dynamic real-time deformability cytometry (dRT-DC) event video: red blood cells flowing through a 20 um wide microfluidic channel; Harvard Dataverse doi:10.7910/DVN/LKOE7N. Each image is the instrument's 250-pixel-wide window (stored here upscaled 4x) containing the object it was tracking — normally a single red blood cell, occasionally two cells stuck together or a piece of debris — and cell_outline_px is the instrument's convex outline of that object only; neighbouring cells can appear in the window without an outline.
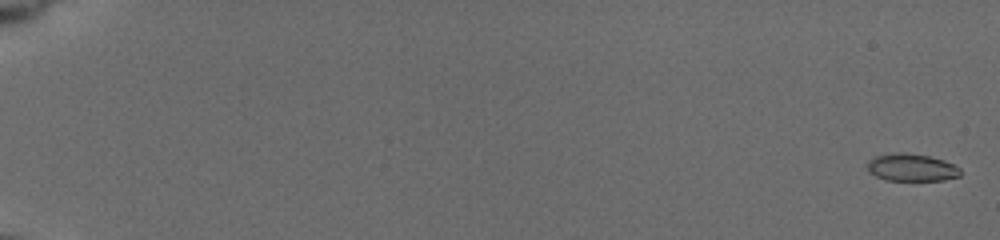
{"species": "common noctule bat (a hibernating species)", "species_latin": "Nyctalus noctula", "temperature_condition": "cold", "stored_images_in_passage": 48, "camera_frame_rate_fps": 3000, "um_per_image_px": 0.085, "animal": {"sex": "female", "body_mass_g": 19.5, "forearm_length_mm": 54.1}, "frame": {"image": 1, "passage_image": 1, "time_ms": 0.0, "image_size_px": [1000, 240], "cell_outline_px": [[960, 176], [944, 180], [884, 180], [868, 172], [868, 160], [876, 156], [892, 152], [904, 152], [928, 156], [944, 160], [960, 168]], "centroid_in_image_um": [77.46, 14.23], "position_along_channel_um": 7.5, "area_um2": 14.91}}
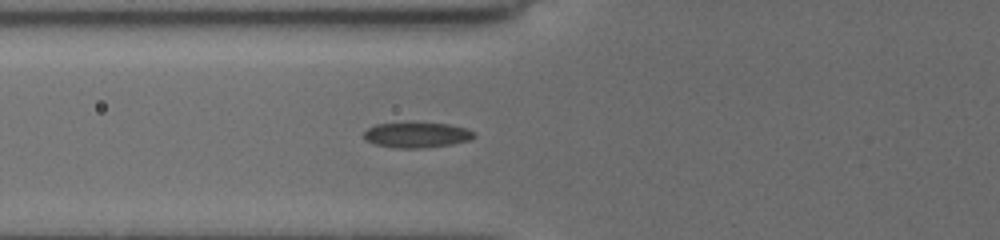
{"frame": {"image": 2, "passage_image": 28, "time_ms": 7.667, "image_size_px": [1000, 240], "cell_outline_px": [[476, 136], [468, 140], [452, 144], [428, 148], [392, 148], [376, 144], [364, 140], [364, 132], [368, 128], [376, 124], [408, 120], [448, 124], [468, 128], [476, 132]], "centroid_in_image_um": [35.42, 11.43], "position_along_channel_um": 90.4, "area_um2": 17.17}}
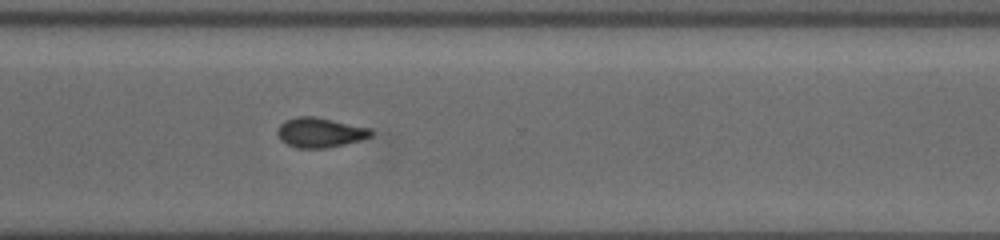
{"frame": {"image": 3, "passage_image": 48, "time_ms": 14.333, "image_size_px": [1000, 240], "cell_outline_px": [[372, 136], [360, 140], [328, 148], [296, 148], [280, 140], [276, 132], [280, 124], [296, 116], [312, 116], [372, 128]], "centroid_in_image_um": [27.2, 11.27], "position_along_channel_um": 343.4, "area_um2": 16.18}}